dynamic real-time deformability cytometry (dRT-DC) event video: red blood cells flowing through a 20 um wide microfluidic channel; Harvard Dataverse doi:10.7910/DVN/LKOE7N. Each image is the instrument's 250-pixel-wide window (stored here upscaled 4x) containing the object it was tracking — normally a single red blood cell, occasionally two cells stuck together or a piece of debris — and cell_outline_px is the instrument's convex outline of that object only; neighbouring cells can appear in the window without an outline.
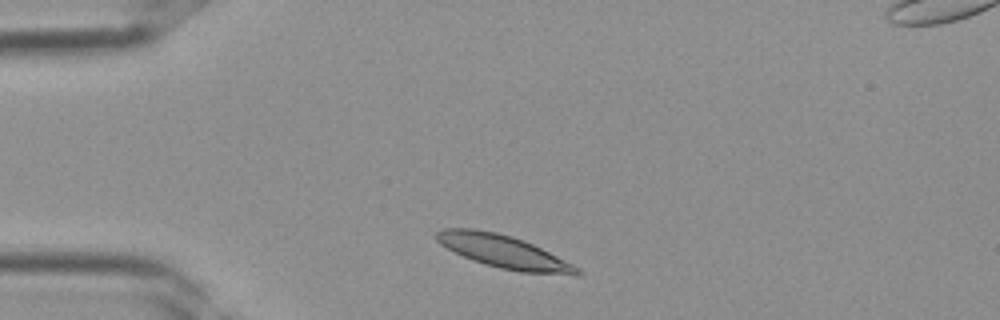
{"species": "Egyptian fruit bat (a non-hibernating species)", "species_latin": "Rousettus aegyptiacus", "temperature_condition": "room temperature", "stored_images_in_passage": 27, "camera_frame_rate_fps": 3000, "um_per_image_px": 0.085, "frame": {"image": 1, "passage_image": 2, "time_ms": 0.333, "image_size_px": [1000, 320], "cell_outline_px": [[584, 272], [580, 276], [520, 272], [500, 268], [484, 264], [472, 260], [440, 244], [432, 236], [436, 232], [444, 228], [472, 228], [496, 232], [512, 236], [524, 240], [580, 268]], "centroid_in_image_um": [42.82, 21.4], "position_along_channel_um": 42.2, "area_um2": 26.99}}
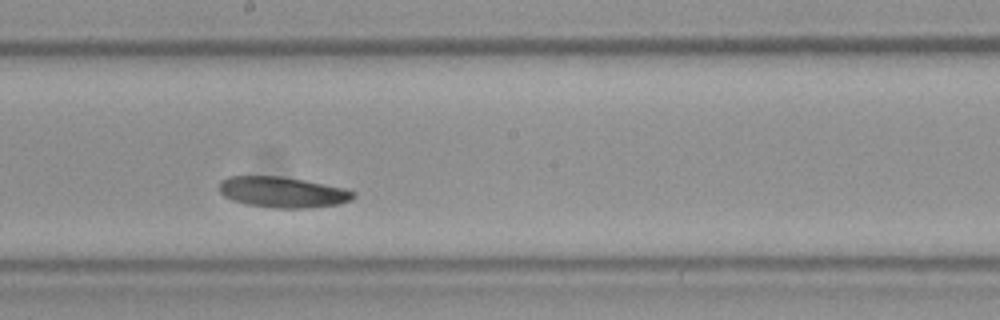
{"frame": {"image": 2, "passage_image": 14, "time_ms": 4.333, "image_size_px": [1000, 320], "cell_outline_px": [[356, 196], [352, 200], [336, 204], [304, 208], [272, 208], [248, 204], [232, 200], [224, 196], [216, 188], [220, 180], [228, 176], [280, 176], [304, 180], [344, 188], [356, 192]], "centroid_in_image_um": [23.98, 16.32], "position_along_channel_um": 224.2, "area_um2": 24.16}}
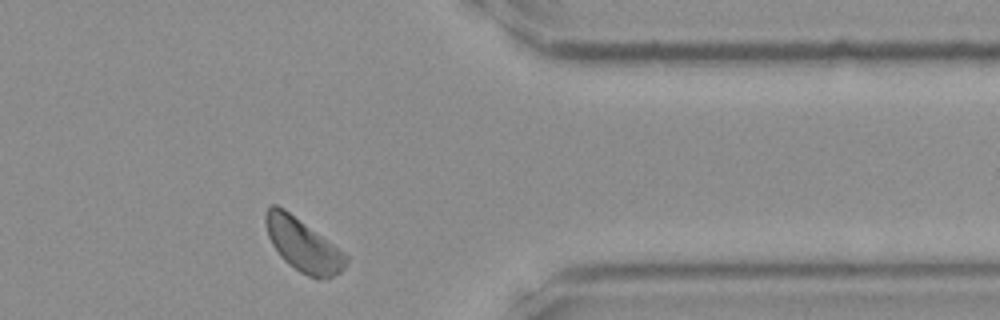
{"frame": {"image": 3, "passage_image": 24, "time_ms": 7.667, "image_size_px": [1000, 320], "cell_outline_px": [[348, 264], [340, 272], [328, 280], [308, 276], [300, 272], [288, 264], [280, 256], [272, 244], [268, 236], [264, 224], [264, 212], [272, 204], [276, 204], [284, 208], [344, 252], [348, 256]], "centroid_in_image_um": [25.74, 20.83], "position_along_channel_um": 385.7, "area_um2": 24.85}}